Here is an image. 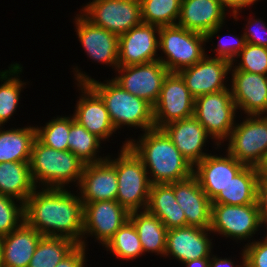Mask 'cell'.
Instances as JSON below:
<instances>
[{"label": "cell", "instance_id": "cell-33", "mask_svg": "<svg viewBox=\"0 0 267 267\" xmlns=\"http://www.w3.org/2000/svg\"><path fill=\"white\" fill-rule=\"evenodd\" d=\"M77 245L69 238L42 236L28 267H55Z\"/></svg>", "mask_w": 267, "mask_h": 267}, {"label": "cell", "instance_id": "cell-5", "mask_svg": "<svg viewBox=\"0 0 267 267\" xmlns=\"http://www.w3.org/2000/svg\"><path fill=\"white\" fill-rule=\"evenodd\" d=\"M118 157L107 159L115 166L118 193L116 201L129 212L146 210L149 201L151 183L141 159L122 142Z\"/></svg>", "mask_w": 267, "mask_h": 267}, {"label": "cell", "instance_id": "cell-41", "mask_svg": "<svg viewBox=\"0 0 267 267\" xmlns=\"http://www.w3.org/2000/svg\"><path fill=\"white\" fill-rule=\"evenodd\" d=\"M253 17L256 16H250L248 19H246L247 23L245 24L246 27L244 28L243 32L245 41L246 43L267 48V26L265 25L266 23L261 18L255 19Z\"/></svg>", "mask_w": 267, "mask_h": 267}, {"label": "cell", "instance_id": "cell-23", "mask_svg": "<svg viewBox=\"0 0 267 267\" xmlns=\"http://www.w3.org/2000/svg\"><path fill=\"white\" fill-rule=\"evenodd\" d=\"M161 129L193 167L209 155L203 150L212 137L194 116L169 123Z\"/></svg>", "mask_w": 267, "mask_h": 267}, {"label": "cell", "instance_id": "cell-26", "mask_svg": "<svg viewBox=\"0 0 267 267\" xmlns=\"http://www.w3.org/2000/svg\"><path fill=\"white\" fill-rule=\"evenodd\" d=\"M146 210L157 216L168 230L186 226V217L175 198L173 183L151 184Z\"/></svg>", "mask_w": 267, "mask_h": 267}, {"label": "cell", "instance_id": "cell-29", "mask_svg": "<svg viewBox=\"0 0 267 267\" xmlns=\"http://www.w3.org/2000/svg\"><path fill=\"white\" fill-rule=\"evenodd\" d=\"M129 220L136 228L143 253L164 257L168 229L162 221L147 210L130 212Z\"/></svg>", "mask_w": 267, "mask_h": 267}, {"label": "cell", "instance_id": "cell-48", "mask_svg": "<svg viewBox=\"0 0 267 267\" xmlns=\"http://www.w3.org/2000/svg\"><path fill=\"white\" fill-rule=\"evenodd\" d=\"M2 246H1V237H0V267H2Z\"/></svg>", "mask_w": 267, "mask_h": 267}, {"label": "cell", "instance_id": "cell-8", "mask_svg": "<svg viewBox=\"0 0 267 267\" xmlns=\"http://www.w3.org/2000/svg\"><path fill=\"white\" fill-rule=\"evenodd\" d=\"M263 227L257 202L246 205L211 204L212 234L235 242L250 244L252 237ZM252 238V239H251Z\"/></svg>", "mask_w": 267, "mask_h": 267}, {"label": "cell", "instance_id": "cell-16", "mask_svg": "<svg viewBox=\"0 0 267 267\" xmlns=\"http://www.w3.org/2000/svg\"><path fill=\"white\" fill-rule=\"evenodd\" d=\"M231 63L221 58L205 55L193 66L180 70L186 87L196 99L199 96L228 89ZM228 78V80H226Z\"/></svg>", "mask_w": 267, "mask_h": 267}, {"label": "cell", "instance_id": "cell-17", "mask_svg": "<svg viewBox=\"0 0 267 267\" xmlns=\"http://www.w3.org/2000/svg\"><path fill=\"white\" fill-rule=\"evenodd\" d=\"M160 27L141 23L119 36V66L151 63L158 60ZM157 34V35H156Z\"/></svg>", "mask_w": 267, "mask_h": 267}, {"label": "cell", "instance_id": "cell-47", "mask_svg": "<svg viewBox=\"0 0 267 267\" xmlns=\"http://www.w3.org/2000/svg\"><path fill=\"white\" fill-rule=\"evenodd\" d=\"M259 178L267 179V153L262 162L257 166Z\"/></svg>", "mask_w": 267, "mask_h": 267}, {"label": "cell", "instance_id": "cell-19", "mask_svg": "<svg viewBox=\"0 0 267 267\" xmlns=\"http://www.w3.org/2000/svg\"><path fill=\"white\" fill-rule=\"evenodd\" d=\"M230 75L237 110L245 115H267V75L242 70H230Z\"/></svg>", "mask_w": 267, "mask_h": 267}, {"label": "cell", "instance_id": "cell-2", "mask_svg": "<svg viewBox=\"0 0 267 267\" xmlns=\"http://www.w3.org/2000/svg\"><path fill=\"white\" fill-rule=\"evenodd\" d=\"M137 139L125 141L143 162L151 184H170L193 175L194 167L162 129H150Z\"/></svg>", "mask_w": 267, "mask_h": 267}, {"label": "cell", "instance_id": "cell-42", "mask_svg": "<svg viewBox=\"0 0 267 267\" xmlns=\"http://www.w3.org/2000/svg\"><path fill=\"white\" fill-rule=\"evenodd\" d=\"M87 248L78 244L62 261L55 267H88L87 266Z\"/></svg>", "mask_w": 267, "mask_h": 267}, {"label": "cell", "instance_id": "cell-12", "mask_svg": "<svg viewBox=\"0 0 267 267\" xmlns=\"http://www.w3.org/2000/svg\"><path fill=\"white\" fill-rule=\"evenodd\" d=\"M195 98L178 72H169L164 79L159 99L153 106L155 128L194 116Z\"/></svg>", "mask_w": 267, "mask_h": 267}, {"label": "cell", "instance_id": "cell-37", "mask_svg": "<svg viewBox=\"0 0 267 267\" xmlns=\"http://www.w3.org/2000/svg\"><path fill=\"white\" fill-rule=\"evenodd\" d=\"M230 70L267 75V48L246 43L235 60L231 62Z\"/></svg>", "mask_w": 267, "mask_h": 267}, {"label": "cell", "instance_id": "cell-14", "mask_svg": "<svg viewBox=\"0 0 267 267\" xmlns=\"http://www.w3.org/2000/svg\"><path fill=\"white\" fill-rule=\"evenodd\" d=\"M226 11L219 0H182L176 25L204 34L208 43L223 29Z\"/></svg>", "mask_w": 267, "mask_h": 267}, {"label": "cell", "instance_id": "cell-35", "mask_svg": "<svg viewBox=\"0 0 267 267\" xmlns=\"http://www.w3.org/2000/svg\"><path fill=\"white\" fill-rule=\"evenodd\" d=\"M182 0H140L142 22L161 26L177 24Z\"/></svg>", "mask_w": 267, "mask_h": 267}, {"label": "cell", "instance_id": "cell-46", "mask_svg": "<svg viewBox=\"0 0 267 267\" xmlns=\"http://www.w3.org/2000/svg\"><path fill=\"white\" fill-rule=\"evenodd\" d=\"M210 258H201L182 263L185 267H209Z\"/></svg>", "mask_w": 267, "mask_h": 267}, {"label": "cell", "instance_id": "cell-10", "mask_svg": "<svg viewBox=\"0 0 267 267\" xmlns=\"http://www.w3.org/2000/svg\"><path fill=\"white\" fill-rule=\"evenodd\" d=\"M81 8L94 25L117 36L142 23L140 0H92Z\"/></svg>", "mask_w": 267, "mask_h": 267}, {"label": "cell", "instance_id": "cell-25", "mask_svg": "<svg viewBox=\"0 0 267 267\" xmlns=\"http://www.w3.org/2000/svg\"><path fill=\"white\" fill-rule=\"evenodd\" d=\"M42 235L25 221L1 237L2 267H28Z\"/></svg>", "mask_w": 267, "mask_h": 267}, {"label": "cell", "instance_id": "cell-27", "mask_svg": "<svg viewBox=\"0 0 267 267\" xmlns=\"http://www.w3.org/2000/svg\"><path fill=\"white\" fill-rule=\"evenodd\" d=\"M259 175L254 166H245L212 201L211 204L246 205L257 202Z\"/></svg>", "mask_w": 267, "mask_h": 267}, {"label": "cell", "instance_id": "cell-6", "mask_svg": "<svg viewBox=\"0 0 267 267\" xmlns=\"http://www.w3.org/2000/svg\"><path fill=\"white\" fill-rule=\"evenodd\" d=\"M158 35V51L165 55H159L158 60L170 72L193 66L207 54L204 34L173 25L161 26Z\"/></svg>", "mask_w": 267, "mask_h": 267}, {"label": "cell", "instance_id": "cell-1", "mask_svg": "<svg viewBox=\"0 0 267 267\" xmlns=\"http://www.w3.org/2000/svg\"><path fill=\"white\" fill-rule=\"evenodd\" d=\"M39 189V190H38ZM69 188L36 187L24 204L25 222L42 236L82 243L83 203Z\"/></svg>", "mask_w": 267, "mask_h": 267}, {"label": "cell", "instance_id": "cell-34", "mask_svg": "<svg viewBox=\"0 0 267 267\" xmlns=\"http://www.w3.org/2000/svg\"><path fill=\"white\" fill-rule=\"evenodd\" d=\"M104 248L117 259L125 261L140 258L144 254L136 228L130 220L116 231Z\"/></svg>", "mask_w": 267, "mask_h": 267}, {"label": "cell", "instance_id": "cell-22", "mask_svg": "<svg viewBox=\"0 0 267 267\" xmlns=\"http://www.w3.org/2000/svg\"><path fill=\"white\" fill-rule=\"evenodd\" d=\"M78 190L83 204L116 201L118 181L115 166L108 159L85 164Z\"/></svg>", "mask_w": 267, "mask_h": 267}, {"label": "cell", "instance_id": "cell-9", "mask_svg": "<svg viewBox=\"0 0 267 267\" xmlns=\"http://www.w3.org/2000/svg\"><path fill=\"white\" fill-rule=\"evenodd\" d=\"M236 121L225 151L246 166L257 167L267 153V115H247Z\"/></svg>", "mask_w": 267, "mask_h": 267}, {"label": "cell", "instance_id": "cell-31", "mask_svg": "<svg viewBox=\"0 0 267 267\" xmlns=\"http://www.w3.org/2000/svg\"><path fill=\"white\" fill-rule=\"evenodd\" d=\"M23 66L19 63H11L8 69L0 70V126L5 125L16 114L20 94L26 83L20 80Z\"/></svg>", "mask_w": 267, "mask_h": 267}, {"label": "cell", "instance_id": "cell-21", "mask_svg": "<svg viewBox=\"0 0 267 267\" xmlns=\"http://www.w3.org/2000/svg\"><path fill=\"white\" fill-rule=\"evenodd\" d=\"M76 85L80 91V96L76 101V107L72 114L74 120L90 133L100 138L102 142L109 141V138L116 133V130L104 101L88 84Z\"/></svg>", "mask_w": 267, "mask_h": 267}, {"label": "cell", "instance_id": "cell-13", "mask_svg": "<svg viewBox=\"0 0 267 267\" xmlns=\"http://www.w3.org/2000/svg\"><path fill=\"white\" fill-rule=\"evenodd\" d=\"M115 72L116 76L112 79L118 85L154 106L170 71L157 60L146 64L119 66Z\"/></svg>", "mask_w": 267, "mask_h": 267}, {"label": "cell", "instance_id": "cell-11", "mask_svg": "<svg viewBox=\"0 0 267 267\" xmlns=\"http://www.w3.org/2000/svg\"><path fill=\"white\" fill-rule=\"evenodd\" d=\"M129 216L130 212L114 200L83 204L81 245L87 248L89 242L86 239L91 236L104 247L116 231L129 220Z\"/></svg>", "mask_w": 267, "mask_h": 267}, {"label": "cell", "instance_id": "cell-7", "mask_svg": "<svg viewBox=\"0 0 267 267\" xmlns=\"http://www.w3.org/2000/svg\"><path fill=\"white\" fill-rule=\"evenodd\" d=\"M237 111L230 87L195 99L194 117L212 137L216 150L222 149L220 145L229 138L239 114Z\"/></svg>", "mask_w": 267, "mask_h": 267}, {"label": "cell", "instance_id": "cell-40", "mask_svg": "<svg viewBox=\"0 0 267 267\" xmlns=\"http://www.w3.org/2000/svg\"><path fill=\"white\" fill-rule=\"evenodd\" d=\"M264 238L256 239L243 246L245 267H267V233Z\"/></svg>", "mask_w": 267, "mask_h": 267}, {"label": "cell", "instance_id": "cell-36", "mask_svg": "<svg viewBox=\"0 0 267 267\" xmlns=\"http://www.w3.org/2000/svg\"><path fill=\"white\" fill-rule=\"evenodd\" d=\"M71 124L72 115L53 117L42 127L36 125V138L47 147L67 151Z\"/></svg>", "mask_w": 267, "mask_h": 267}, {"label": "cell", "instance_id": "cell-39", "mask_svg": "<svg viewBox=\"0 0 267 267\" xmlns=\"http://www.w3.org/2000/svg\"><path fill=\"white\" fill-rule=\"evenodd\" d=\"M218 37V44L215 49L212 48L211 52H215L214 58H221L229 61L230 63L235 60V57L240 53V51L244 48L246 41L243 34L239 35H231L228 34V37L225 35ZM232 37V38H231ZM230 38V39H229Z\"/></svg>", "mask_w": 267, "mask_h": 267}, {"label": "cell", "instance_id": "cell-15", "mask_svg": "<svg viewBox=\"0 0 267 267\" xmlns=\"http://www.w3.org/2000/svg\"><path fill=\"white\" fill-rule=\"evenodd\" d=\"M73 24L76 27L77 38L92 62L119 67L118 45L119 36L94 25L80 11L75 14Z\"/></svg>", "mask_w": 267, "mask_h": 267}, {"label": "cell", "instance_id": "cell-44", "mask_svg": "<svg viewBox=\"0 0 267 267\" xmlns=\"http://www.w3.org/2000/svg\"><path fill=\"white\" fill-rule=\"evenodd\" d=\"M222 4V6L227 10V12H231L230 16H233L235 19L234 21H238L239 17L238 15L243 12L242 9H246V7L253 6L256 4L259 0H219ZM261 1V0H260ZM229 10V11H228Z\"/></svg>", "mask_w": 267, "mask_h": 267}, {"label": "cell", "instance_id": "cell-43", "mask_svg": "<svg viewBox=\"0 0 267 267\" xmlns=\"http://www.w3.org/2000/svg\"><path fill=\"white\" fill-rule=\"evenodd\" d=\"M257 205L262 225L267 230V179L264 178H259L258 180Z\"/></svg>", "mask_w": 267, "mask_h": 267}, {"label": "cell", "instance_id": "cell-45", "mask_svg": "<svg viewBox=\"0 0 267 267\" xmlns=\"http://www.w3.org/2000/svg\"><path fill=\"white\" fill-rule=\"evenodd\" d=\"M242 253H240L242 256H240L242 258V261H240V263L236 264L234 260H232V258L230 259V257H218L217 254H212L210 256V261H209V267H245V254H244V250H241Z\"/></svg>", "mask_w": 267, "mask_h": 267}, {"label": "cell", "instance_id": "cell-4", "mask_svg": "<svg viewBox=\"0 0 267 267\" xmlns=\"http://www.w3.org/2000/svg\"><path fill=\"white\" fill-rule=\"evenodd\" d=\"M30 174L35 187H78L85 163L71 151H58L45 146L37 138L33 142Z\"/></svg>", "mask_w": 267, "mask_h": 267}, {"label": "cell", "instance_id": "cell-30", "mask_svg": "<svg viewBox=\"0 0 267 267\" xmlns=\"http://www.w3.org/2000/svg\"><path fill=\"white\" fill-rule=\"evenodd\" d=\"M35 188L29 162L0 163V194L25 204Z\"/></svg>", "mask_w": 267, "mask_h": 267}, {"label": "cell", "instance_id": "cell-38", "mask_svg": "<svg viewBox=\"0 0 267 267\" xmlns=\"http://www.w3.org/2000/svg\"><path fill=\"white\" fill-rule=\"evenodd\" d=\"M24 221V203L0 194V237L8 235Z\"/></svg>", "mask_w": 267, "mask_h": 267}, {"label": "cell", "instance_id": "cell-32", "mask_svg": "<svg viewBox=\"0 0 267 267\" xmlns=\"http://www.w3.org/2000/svg\"><path fill=\"white\" fill-rule=\"evenodd\" d=\"M102 140L96 135L90 133L81 124L74 120L72 115V124L68 135V150L71 151L85 164L97 163L107 159L106 156H99Z\"/></svg>", "mask_w": 267, "mask_h": 267}, {"label": "cell", "instance_id": "cell-18", "mask_svg": "<svg viewBox=\"0 0 267 267\" xmlns=\"http://www.w3.org/2000/svg\"><path fill=\"white\" fill-rule=\"evenodd\" d=\"M210 228L185 226L167 231L165 258H172L179 263L210 258L214 244Z\"/></svg>", "mask_w": 267, "mask_h": 267}, {"label": "cell", "instance_id": "cell-28", "mask_svg": "<svg viewBox=\"0 0 267 267\" xmlns=\"http://www.w3.org/2000/svg\"><path fill=\"white\" fill-rule=\"evenodd\" d=\"M0 126V163L30 162L36 126L8 128Z\"/></svg>", "mask_w": 267, "mask_h": 267}, {"label": "cell", "instance_id": "cell-20", "mask_svg": "<svg viewBox=\"0 0 267 267\" xmlns=\"http://www.w3.org/2000/svg\"><path fill=\"white\" fill-rule=\"evenodd\" d=\"M224 153L223 156L210 153L193 168V175L211 201L246 166L227 151Z\"/></svg>", "mask_w": 267, "mask_h": 267}, {"label": "cell", "instance_id": "cell-24", "mask_svg": "<svg viewBox=\"0 0 267 267\" xmlns=\"http://www.w3.org/2000/svg\"><path fill=\"white\" fill-rule=\"evenodd\" d=\"M177 203L184 211L186 226L210 228L211 200L204 193L197 178L192 175L173 183Z\"/></svg>", "mask_w": 267, "mask_h": 267}, {"label": "cell", "instance_id": "cell-3", "mask_svg": "<svg viewBox=\"0 0 267 267\" xmlns=\"http://www.w3.org/2000/svg\"><path fill=\"white\" fill-rule=\"evenodd\" d=\"M75 84H88L104 101L115 130L123 126L142 132L155 128L153 106L146 100L124 90L112 78L99 82L78 66L73 68Z\"/></svg>", "mask_w": 267, "mask_h": 267}]
</instances>
